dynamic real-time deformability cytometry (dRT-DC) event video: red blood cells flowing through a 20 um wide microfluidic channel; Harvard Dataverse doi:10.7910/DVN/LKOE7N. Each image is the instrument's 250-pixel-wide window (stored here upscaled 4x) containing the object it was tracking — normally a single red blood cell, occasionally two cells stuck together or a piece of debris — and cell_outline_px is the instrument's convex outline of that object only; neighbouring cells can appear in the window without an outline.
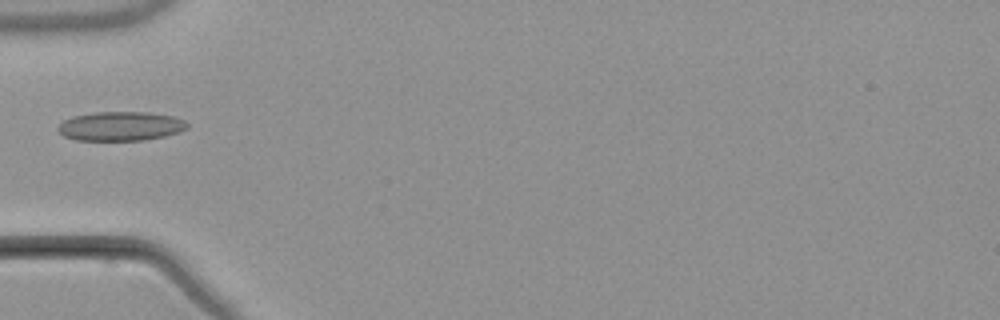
{"species": "common noctule bat (a hibernating species)", "species_latin": "Nyctalus noctula", "temperature_condition": "warm", "stored_images_in_passage": 6, "camera_frame_rate_fps": 3000, "um_per_image_px": 0.085, "animal": {"sex": "male", "body_mass_g": 21.5, "forearm_length_mm": 52.0}, "frame": {"image": 1, "passage_image": 6, "time_ms": 6.0, "image_size_px": [1000, 320], "cell_outline_px": [[188, 128], [180, 132], [164, 136], [144, 140], [76, 140], [64, 136], [56, 128], [64, 120], [72, 116], [92, 112], [148, 112], [172, 116], [184, 120], [188, 124]], "centroid_in_image_um": [10.25, 10.72], "position_along_channel_um": 74.7, "area_um2": 22.02}}